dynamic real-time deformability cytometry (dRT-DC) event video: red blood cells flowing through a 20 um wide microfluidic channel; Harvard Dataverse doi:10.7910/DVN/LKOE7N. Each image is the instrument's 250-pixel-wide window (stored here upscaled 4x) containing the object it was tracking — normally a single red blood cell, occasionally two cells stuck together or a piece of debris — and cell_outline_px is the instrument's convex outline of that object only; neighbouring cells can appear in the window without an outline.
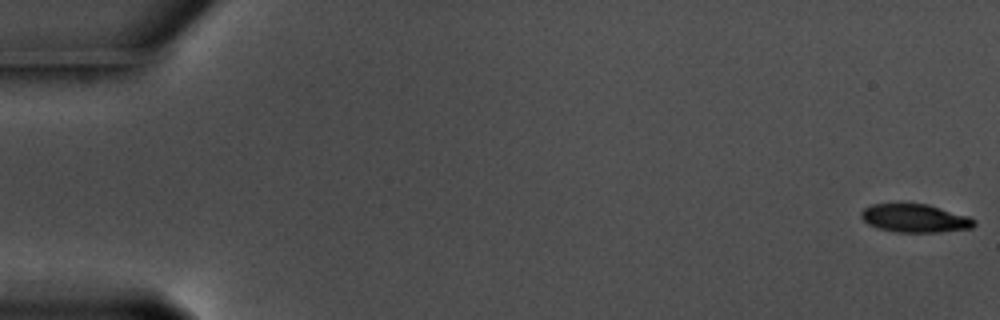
{"species": "common noctule bat (a hibernating species)", "species_latin": "Nyctalus noctula", "temperature_condition": "warm", "stored_images_in_passage": 58, "camera_frame_rate_fps": 3000, "um_per_image_px": 0.085, "animal": {"sex": "male", "body_mass_g": 17.5, "forearm_length_mm": 52.3}, "frame": {"image": 1, "passage_image": 1, "time_ms": 0.0, "image_size_px": [1000, 320], "cell_outline_px": [[976, 224], [972, 228], [940, 232], [896, 232], [880, 228], [868, 224], [860, 216], [860, 212], [864, 208], [872, 204], [928, 204], [968, 216], [976, 220]], "centroid_in_image_um": [77.79, 18.55], "position_along_channel_um": 7.2, "area_um2": 18.55}}
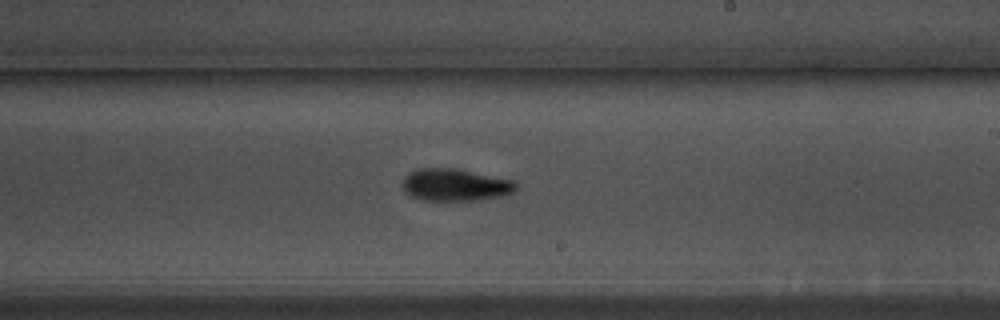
{"frame": {"image": 2, "passage_image": 35, "time_ms": 11.333, "image_size_px": [1000, 320], "cell_outline_px": [[516, 188], [512, 192], [500, 196], [476, 200], [420, 200], [404, 192], [404, 176], [408, 172], [416, 168], [456, 168], [516, 180]], "centroid_in_image_um": [38.68, 15.7], "position_along_channel_um": 250.3, "area_um2": 21.39}}
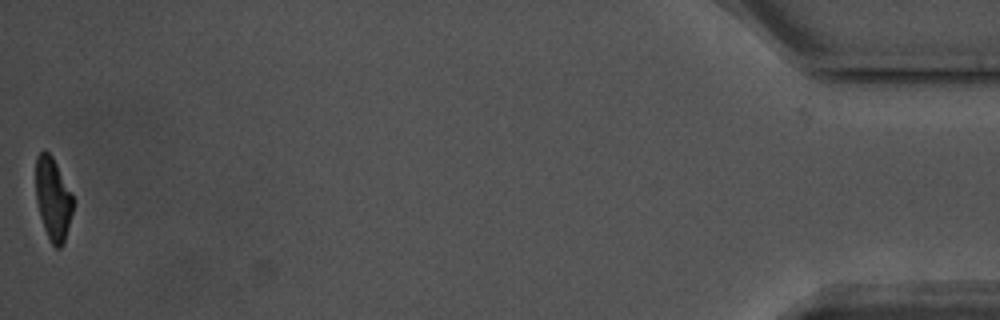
{"frame": {"image": 3, "passage_image": 58, "time_ms": 19.0, "image_size_px": [1000, 320], "cell_outline_px": [[72, 212], [64, 244], [60, 248], [56, 248], [52, 244], [44, 228], [40, 216], [36, 200], [36, 156], [44, 148], [52, 156], [72, 196]], "centroid_in_image_um": [4.48, 16.91], "position_along_channel_um": 430.7, "area_um2": 17.63}, "authors_computed_cell_mechanics": {"area_um2": 20.4323, "velocity_mm_per_s": 3.5809, "shape_relaxation_time_tau1_ms": 3.2502, "shape_relaxation_time_tau2_ms": 3.8749, "deformation_change_tau1": 0.1634, "deformation_change_tau2": 0.1147}}